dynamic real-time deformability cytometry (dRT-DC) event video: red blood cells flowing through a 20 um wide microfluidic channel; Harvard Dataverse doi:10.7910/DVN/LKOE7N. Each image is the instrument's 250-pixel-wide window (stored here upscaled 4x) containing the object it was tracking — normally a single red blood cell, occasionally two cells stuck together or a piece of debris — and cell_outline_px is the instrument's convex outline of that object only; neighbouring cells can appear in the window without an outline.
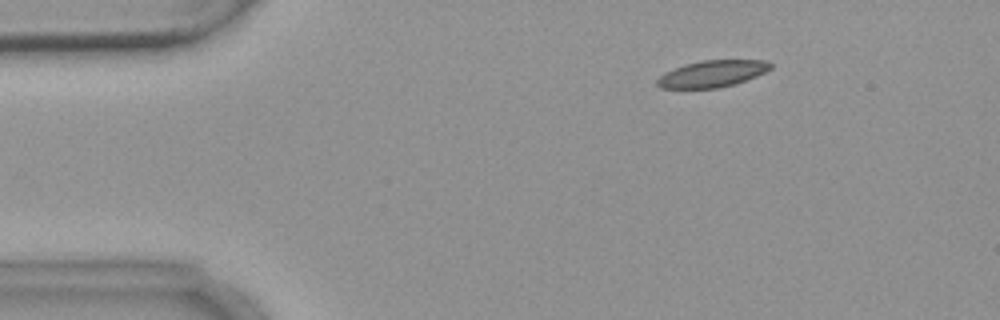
{"species": "common noctule bat (a hibernating species)", "species_latin": "Nyctalus noctula", "temperature_condition": "warm", "stored_images_in_passage": 4, "camera_frame_rate_fps": 3000, "um_per_image_px": 0.085, "animal": {"sex": "female", "body_mass_g": 18.4}, "frame": {"image": 1, "passage_image": 2, "time_ms": 2.0, "image_size_px": [1000, 320], "cell_outline_px": [[772, 68], [756, 76], [736, 84], [720, 88], [660, 88], [656, 84], [656, 80], [664, 72], [684, 64], [700, 60], [768, 60], [772, 64]], "centroid_in_image_um": [60.54, 6.26], "position_along_channel_um": 24.5, "area_um2": 17.8}}